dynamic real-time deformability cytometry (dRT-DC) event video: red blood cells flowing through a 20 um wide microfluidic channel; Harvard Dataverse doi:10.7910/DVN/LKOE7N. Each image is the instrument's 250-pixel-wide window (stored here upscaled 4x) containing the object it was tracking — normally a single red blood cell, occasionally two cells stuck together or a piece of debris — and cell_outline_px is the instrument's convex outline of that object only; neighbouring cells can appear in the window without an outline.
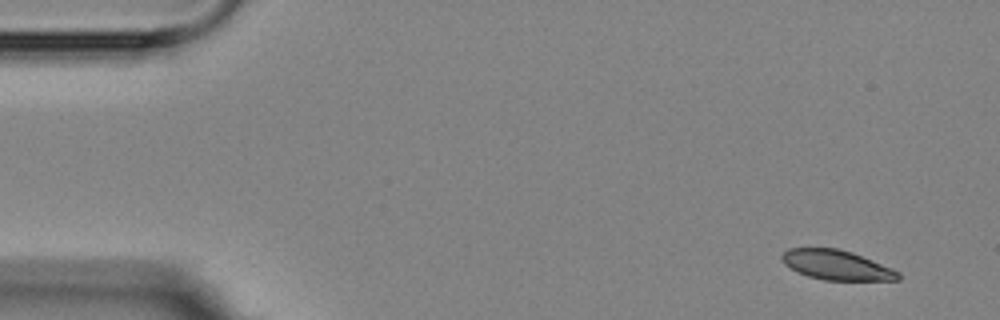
{"species": "Egyptian fruit bat (a non-hibernating species)", "species_latin": "Rousettus aegyptiacus", "temperature_condition": "room temperature", "stored_images_in_passage": 6, "camera_frame_rate_fps": 3000, "um_per_image_px": 0.085, "animal": {"sex": "female"}, "frame": {"image": 1, "passage_image": 1, "time_ms": 0.0, "image_size_px": [1000, 320], "cell_outline_px": [[900, 280], [824, 280], [808, 276], [796, 272], [784, 264], [780, 256], [788, 248], [836, 248], [852, 252], [892, 268], [900, 272]], "centroid_in_image_um": [71.09, 22.53], "position_along_channel_um": 13.9, "area_um2": 20.17}}
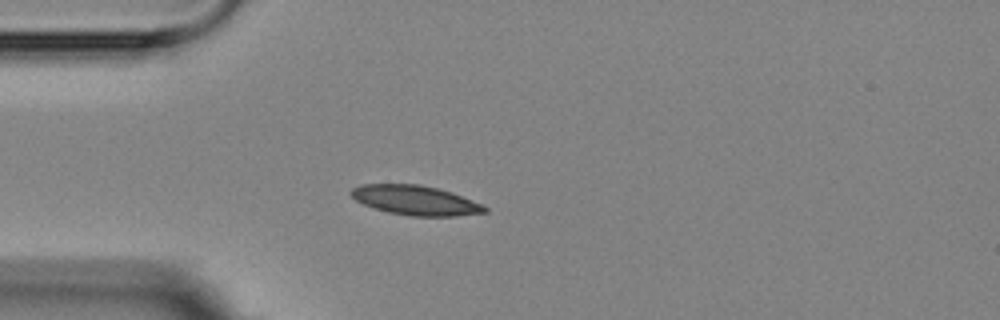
{"frame": {"image": 2, "passage_image": 4, "time_ms": 3.667, "image_size_px": [1000, 320], "cell_outline_px": [[488, 212], [456, 216], [412, 216], [388, 212], [364, 204], [356, 200], [348, 192], [352, 188], [360, 184], [420, 184], [452, 192], [472, 200], [488, 208]], "centroid_in_image_um": [35.31, 17.02], "position_along_channel_um": 49.7, "area_um2": 22.95}}
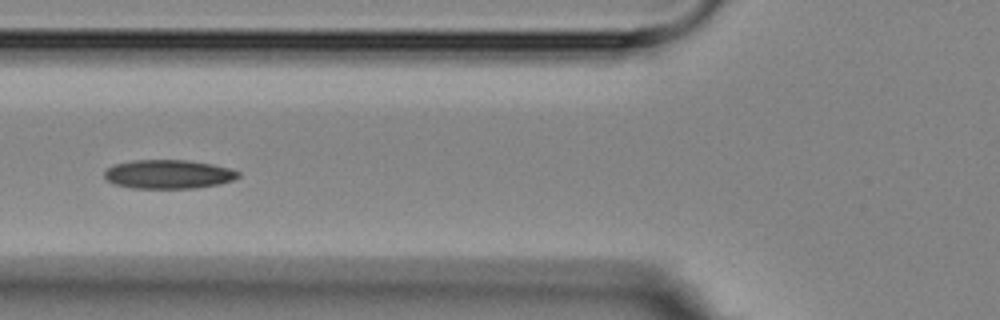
{"frame": {"image": 3, "passage_image": 6, "time_ms": 5.667, "image_size_px": [1000, 320], "cell_outline_px": [[240, 176], [232, 180], [220, 184], [196, 188], [132, 188], [116, 184], [108, 180], [104, 176], [104, 172], [108, 168], [116, 164], [132, 160], [188, 160], [212, 164], [228, 168], [240, 172]], "centroid_in_image_um": [14.34, 14.81], "position_along_channel_um": 111.5, "area_um2": 22.43}}